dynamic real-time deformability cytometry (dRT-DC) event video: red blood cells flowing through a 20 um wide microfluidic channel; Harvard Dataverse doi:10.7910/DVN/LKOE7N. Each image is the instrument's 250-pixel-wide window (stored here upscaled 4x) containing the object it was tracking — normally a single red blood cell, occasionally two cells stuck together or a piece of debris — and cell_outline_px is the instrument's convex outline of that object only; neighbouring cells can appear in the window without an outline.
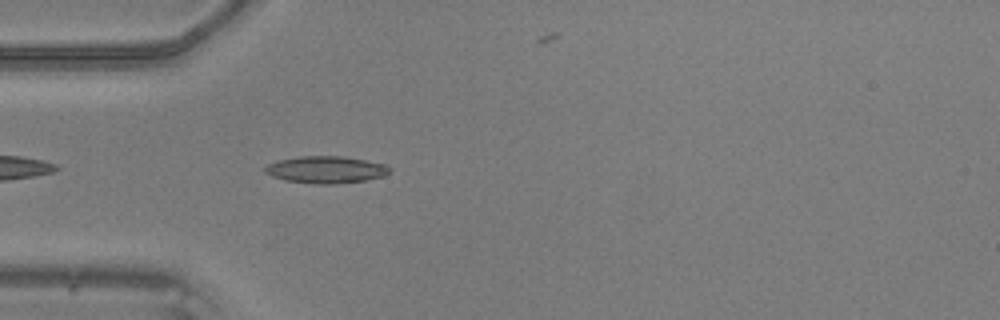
{"species": "common noctule bat (a hibernating species)", "species_latin": "Nyctalus noctula", "temperature_condition": "warm", "stored_images_in_passage": 33, "camera_frame_rate_fps": 3000, "um_per_image_px": 0.085, "animal": {"sex": "male", "body_mass_g": 20.5, "forearm_length_mm": 52.5}, "frame": {"image": 1, "passage_image": 4, "time_ms": 1.0, "image_size_px": [1000, 320], "cell_outline_px": [[392, 168], [384, 176], [364, 180], [336, 184], [316, 184], [284, 180], [272, 176], [264, 172], [264, 168], [268, 164], [280, 160], [300, 156], [344, 156], [384, 164]], "centroid_in_image_um": [27.69, 14.42], "position_along_channel_um": 57.3, "area_um2": 19.54}}
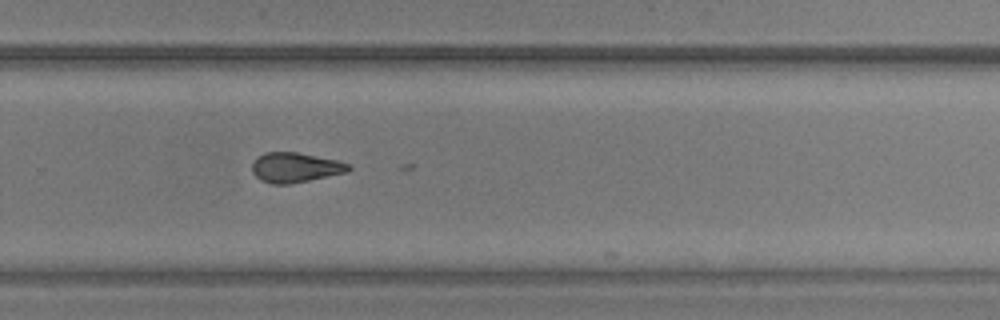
{"frame": {"image": 2, "passage_image": 22, "time_ms": 7.0, "image_size_px": [1000, 320], "cell_outline_px": [[352, 168], [348, 172], [288, 184], [272, 184], [260, 180], [252, 172], [252, 164], [256, 156], [264, 152], [296, 152], [336, 160], [348, 164]], "centroid_in_image_um": [25.05, 14.23], "position_along_channel_um": 304.7, "area_um2": 16.7}}
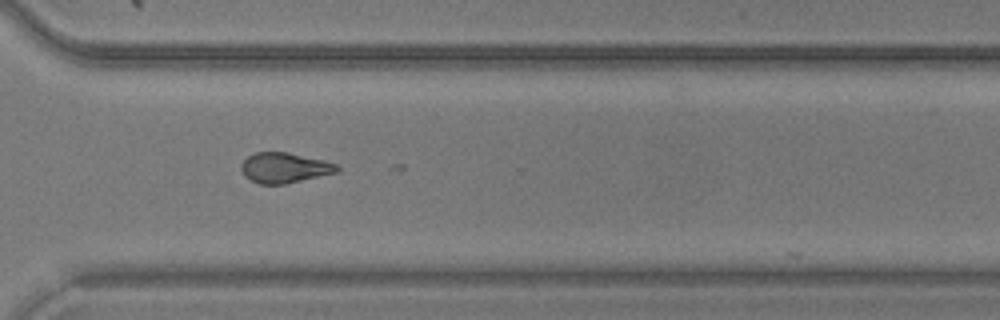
{"frame": {"image": 3, "passage_image": 25, "time_ms": 8.0, "image_size_px": [1000, 320], "cell_outline_px": [[340, 172], [284, 184], [260, 184], [244, 176], [240, 168], [240, 164], [248, 156], [256, 152], [288, 152], [324, 160], [336, 164], [340, 168]], "centroid_in_image_um": [24.19, 14.26], "position_along_channel_um": 346.4, "area_um2": 16.99}}